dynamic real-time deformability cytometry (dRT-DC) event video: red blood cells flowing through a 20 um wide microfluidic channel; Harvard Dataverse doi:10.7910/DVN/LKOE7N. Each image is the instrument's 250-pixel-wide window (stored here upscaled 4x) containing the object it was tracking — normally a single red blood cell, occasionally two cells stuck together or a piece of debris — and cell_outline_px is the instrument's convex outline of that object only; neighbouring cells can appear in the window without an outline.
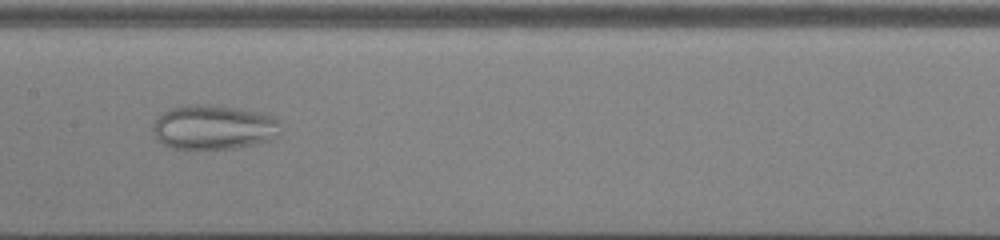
{"species": "common noctule bat (a hibernating species)", "species_latin": "Nyctalus noctula", "temperature_condition": "cold", "stored_images_in_passage": 54, "camera_frame_rate_fps": 3000, "um_per_image_px": 0.085, "animal": {"sex": "male", "body_mass_g": 13.0, "forearm_length_mm": 53.1}, "frame": {"image": 1, "passage_image": 29, "time_ms": 9.333, "image_size_px": [1000, 240], "cell_outline_px": [[280, 136], [272, 140], [236, 148], [172, 148], [164, 144], [156, 136], [152, 128], [156, 120], [168, 108], [188, 104], [208, 104], [236, 108], [260, 112], [276, 116], [280, 132]], "centroid_in_image_um": [18.21, 10.8], "position_along_channel_um": 189.2, "area_um2": 33.12}}
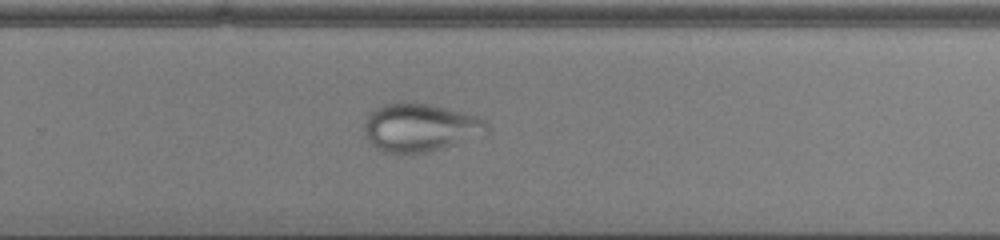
{"frame": {"image": 2, "passage_image": 37, "time_ms": 12.0, "image_size_px": [1000, 240], "cell_outline_px": [[488, 132], [484, 136], [440, 148], [424, 152], [384, 152], [376, 148], [364, 136], [364, 124], [368, 116], [376, 108], [384, 104], [404, 100], [428, 104], [464, 112], [480, 116], [488, 120]], "centroid_in_image_um": [35.75, 10.81], "position_along_channel_um": 294.1, "area_um2": 34.68}}